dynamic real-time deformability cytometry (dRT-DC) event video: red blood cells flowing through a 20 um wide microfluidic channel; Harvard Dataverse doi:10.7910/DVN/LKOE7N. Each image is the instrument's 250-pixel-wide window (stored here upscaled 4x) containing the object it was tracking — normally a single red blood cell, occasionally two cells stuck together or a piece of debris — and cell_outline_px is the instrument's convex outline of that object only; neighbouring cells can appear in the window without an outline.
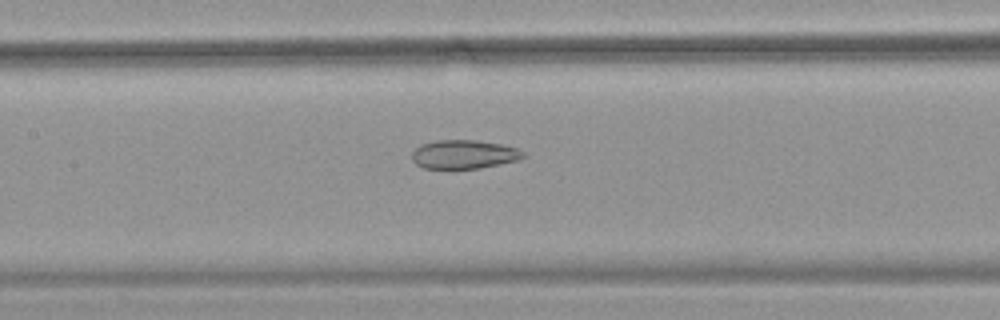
{"species": "common noctule bat (a hibernating species)", "species_latin": "Nyctalus noctula", "temperature_condition": "warm", "stored_images_in_passage": 41, "camera_frame_rate_fps": 3000, "um_per_image_px": 0.085, "animal": {"sex": "female", "body_mass_g": 18.4}, "frame": {"image": 1, "passage_image": 13, "time_ms": 4.0, "image_size_px": [1000, 320], "cell_outline_px": [[524, 156], [520, 160], [480, 168], [424, 168], [416, 164], [412, 160], [412, 152], [420, 144], [436, 140], [476, 140], [500, 144], [516, 148], [524, 152]], "centroid_in_image_um": [39.42, 13.11], "position_along_channel_um": 168.0, "area_um2": 18.61}}
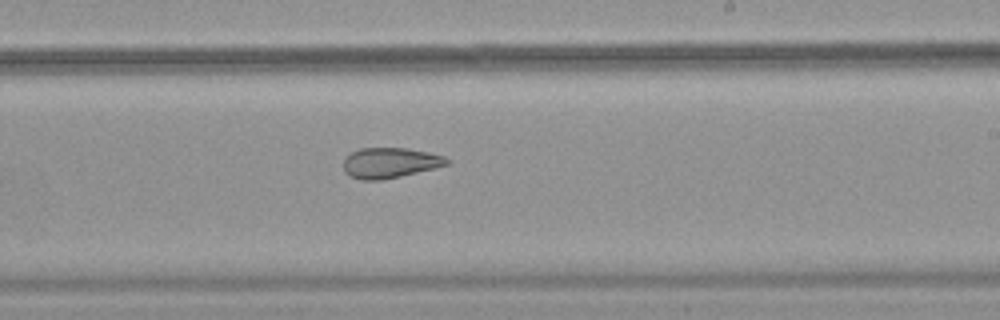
{"frame": {"image": 2, "passage_image": 20, "time_ms": 6.333, "image_size_px": [1000, 320], "cell_outline_px": [[448, 164], [400, 176], [380, 180], [360, 180], [348, 176], [344, 172], [344, 160], [352, 152], [360, 148], [408, 148], [428, 152], [444, 156], [448, 160]], "centroid_in_image_um": [33.1, 13.84], "position_along_channel_um": 255.9, "area_um2": 18.09}}
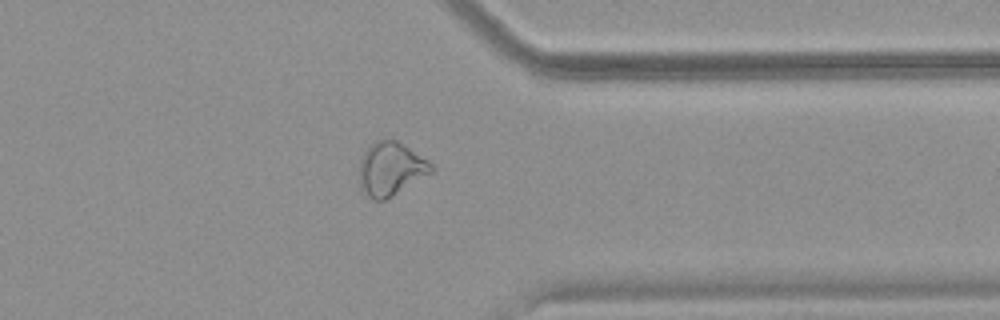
{"frame": {"image": 3, "passage_image": 30, "time_ms": 9.667, "image_size_px": [1000, 320], "cell_outline_px": [[432, 172], [392, 196], [384, 200], [372, 200], [360, 192], [360, 160], [364, 152], [376, 140], [396, 140], [404, 144], [428, 160], [432, 164]], "centroid_in_image_um": [33.19, 14.37], "position_along_channel_um": 378.2, "area_um2": 22.31}, "authors_computed_cell_mechanics": {"area_um2": 21.1548, "velocity_mm_per_s": 3.7937, "shape_relaxation_time_tau1_ms": null, "shape_relaxation_time_tau2_ms": 2.6533, "deformation_change_tau1": null, "deformation_change_tau2": 0.1024}}